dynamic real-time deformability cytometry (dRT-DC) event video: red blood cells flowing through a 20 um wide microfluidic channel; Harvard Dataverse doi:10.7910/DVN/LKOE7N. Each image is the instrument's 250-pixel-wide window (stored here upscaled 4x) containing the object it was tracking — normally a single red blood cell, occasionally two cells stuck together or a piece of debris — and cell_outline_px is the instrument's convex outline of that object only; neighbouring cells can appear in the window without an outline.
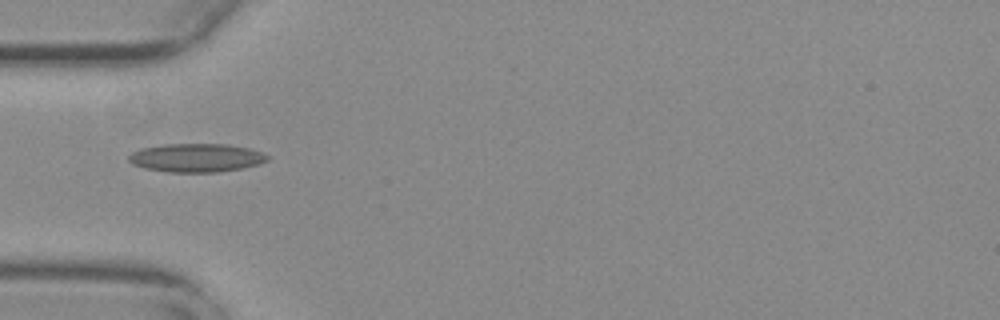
{"species": "common noctule bat (a hibernating species)", "species_latin": "Nyctalus noctula", "temperature_condition": "warm", "stored_images_in_passage": 35, "camera_frame_rate_fps": 3000, "um_per_image_px": 0.085, "animal": {"sex": "female", "body_mass_g": 29.2, "forearm_length_mm": 56.3}, "frame": {"image": 1, "passage_image": 1, "time_ms": 0.0, "image_size_px": [1000, 320], "cell_outline_px": [[268, 160], [260, 164], [244, 168], [216, 172], [168, 172], [144, 168], [132, 164], [128, 160], [128, 156], [132, 152], [140, 148], [164, 144], [228, 144], [248, 148], [260, 152], [268, 156]], "centroid_in_image_um": [16.66, 13.41], "position_along_channel_um": 68.3, "area_um2": 23.12}}
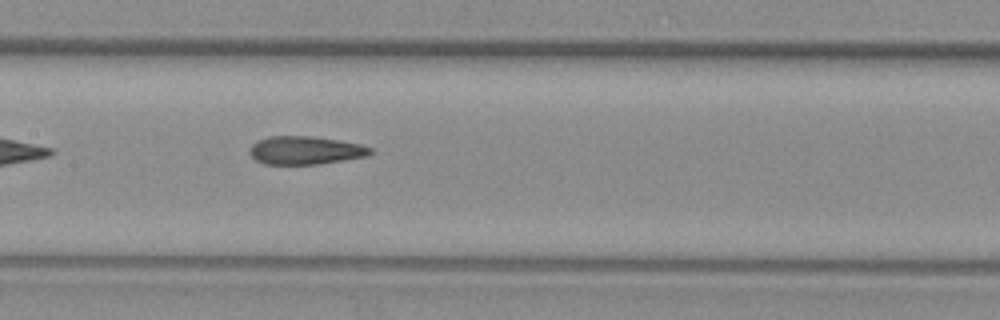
{"frame": {"image": 2, "passage_image": 10, "time_ms": 3.0, "image_size_px": [1000, 320], "cell_outline_px": [[372, 152], [368, 156], [320, 164], [264, 164], [256, 160], [248, 152], [248, 148], [256, 140], [268, 136], [312, 136], [340, 140], [360, 144], [372, 148]], "centroid_in_image_um": [25.93, 12.77], "position_along_channel_um": 181.5, "area_um2": 20.06}}
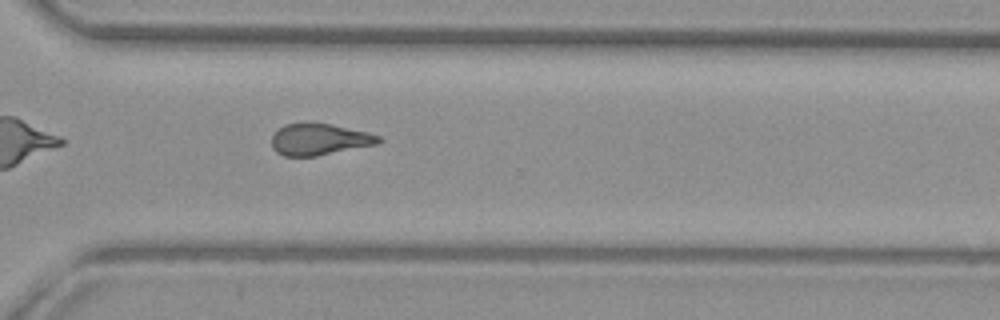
{"frame": {"image": 3, "passage_image": 23, "time_ms": 7.333, "image_size_px": [1000, 320], "cell_outline_px": [[384, 140], [376, 144], [316, 156], [284, 156], [276, 152], [272, 148], [272, 136], [284, 124], [304, 120], [312, 120], [332, 124], [368, 132], [380, 136]], "centroid_in_image_um": [27.12, 11.8], "position_along_channel_um": 343.5, "area_um2": 20.17}, "authors_computed_cell_mechanics": {"area_um2": 20.3456, "velocity_mm_per_s": 3.7451, "shape_relaxation_time_tau1_ms": null, "shape_relaxation_time_tau2_ms": 1.8901, "deformation_change_tau1": null, "deformation_change_tau2": 0.1047}}